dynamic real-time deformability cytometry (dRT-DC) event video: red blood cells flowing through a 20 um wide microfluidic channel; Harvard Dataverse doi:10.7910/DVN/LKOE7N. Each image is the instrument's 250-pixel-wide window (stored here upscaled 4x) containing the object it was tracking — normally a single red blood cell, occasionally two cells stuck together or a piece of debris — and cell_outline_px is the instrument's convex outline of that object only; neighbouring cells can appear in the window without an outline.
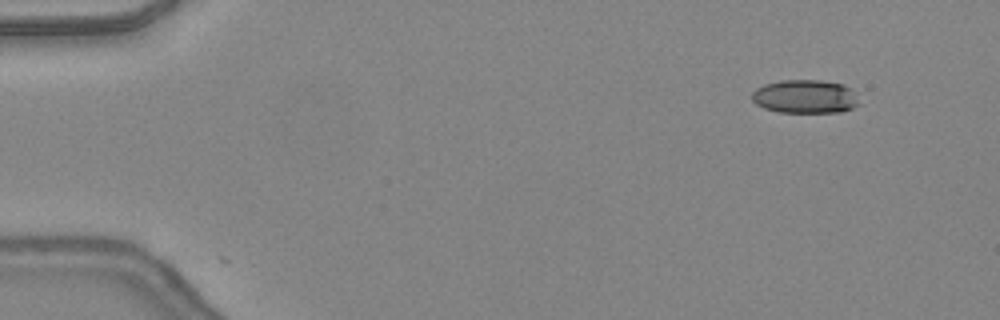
{"species": "common noctule bat (a hibernating species)", "species_latin": "Nyctalus noctula", "temperature_condition": "warm", "stored_images_in_passage": 2, "camera_frame_rate_fps": 3000, "um_per_image_px": 0.085, "animal": {"sex": "female", "body_mass_g": 24.6, "forearm_length_mm": 56.2}, "frame": {"image": 1, "passage_image": 1, "time_ms": 0.0, "image_size_px": [1000, 320], "cell_outline_px": [[860, 104], [852, 108], [840, 112], [780, 112], [764, 108], [756, 104], [752, 100], [752, 92], [756, 88], [764, 84], [780, 80], [820, 80], [844, 84], [852, 88]], "centroid_in_image_um": [68.44, 8.2], "position_along_channel_um": 16.6, "area_um2": 21.1}}